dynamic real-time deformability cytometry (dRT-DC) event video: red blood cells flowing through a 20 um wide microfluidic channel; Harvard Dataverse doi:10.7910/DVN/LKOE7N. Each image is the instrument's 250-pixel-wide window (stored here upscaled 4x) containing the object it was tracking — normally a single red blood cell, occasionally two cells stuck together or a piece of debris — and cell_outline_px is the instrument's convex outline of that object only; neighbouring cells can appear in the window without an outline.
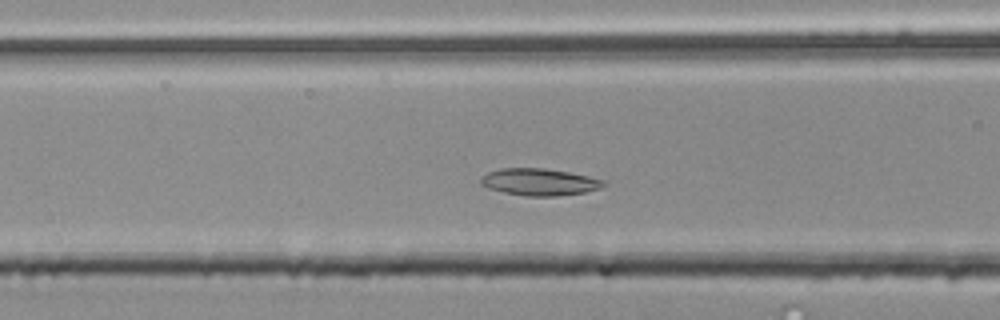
{"species": "common noctule bat (a hibernating species)", "species_latin": "Nyctalus noctula", "temperature_condition": "room temperature", "stored_images_in_passage": 45, "camera_frame_rate_fps": 3000, "um_per_image_px": 0.085, "animal": {"sex": "male", "body_mass_g": 20.4}, "frame": {"image": 1, "passage_image": 14, "time_ms": 4.333, "image_size_px": [1000, 320], "cell_outline_px": [[608, 184], [600, 188], [584, 192], [556, 196], [524, 196], [504, 192], [488, 188], [480, 184], [480, 180], [488, 172], [500, 168], [544, 168], [568, 172], [588, 176], [604, 180]], "centroid_in_image_um": [45.85, 15.47], "position_along_channel_um": 120.7, "area_um2": 19.25}}
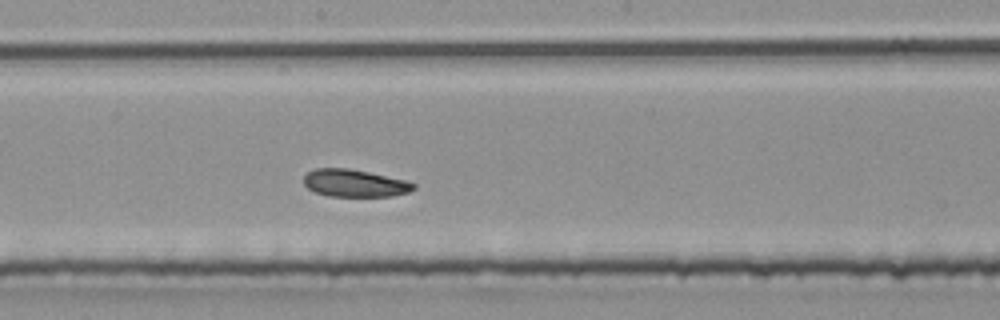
{"frame": {"image": 2, "passage_image": 22, "time_ms": 7.0, "image_size_px": [1000, 320], "cell_outline_px": [[416, 188], [408, 192], [392, 196], [328, 196], [316, 192], [308, 188], [304, 184], [304, 176], [308, 172], [316, 168], [348, 168], [408, 180], [416, 184]], "centroid_in_image_um": [30.17, 15.57], "position_along_channel_um": 218.0, "area_um2": 17.57}}
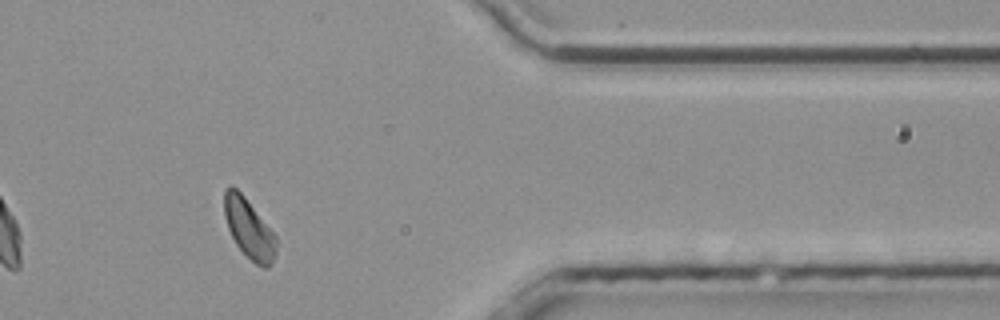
{"frame": {"image": 3, "passage_image": 38, "time_ms": 12.333, "image_size_px": [1000, 320], "cell_outline_px": [[276, 252], [268, 268], [264, 268], [256, 264], [236, 244], [228, 228], [224, 216], [224, 188], [228, 184], [232, 184], [244, 196], [276, 236]], "centroid_in_image_um": [21.13, 19.38], "position_along_channel_um": 390.3, "area_um2": 17.8}, "authors_computed_cell_mechanics": {"area_um2": 18.3804, "velocity_mm_per_s": 3.6599, "shape_relaxation_time_tau1_ms": 2.4581, "shape_relaxation_time_tau2_ms": 4.9851, "deformation_change_tau1": 0.0943, "deformation_change_tau2": 0.1109}}